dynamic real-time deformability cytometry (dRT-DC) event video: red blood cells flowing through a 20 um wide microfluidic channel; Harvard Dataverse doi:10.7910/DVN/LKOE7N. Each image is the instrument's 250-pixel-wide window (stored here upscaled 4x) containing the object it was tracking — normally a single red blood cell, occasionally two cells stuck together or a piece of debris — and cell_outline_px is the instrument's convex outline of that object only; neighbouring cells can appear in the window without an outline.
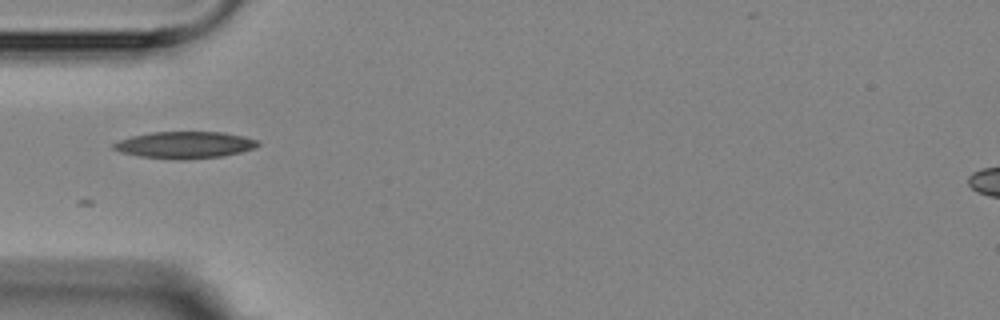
{"species": "Egyptian fruit bat (a non-hibernating species)", "species_latin": "Rousettus aegyptiacus", "temperature_condition": "room temperature", "stored_images_in_passage": 13, "camera_frame_rate_fps": 3000, "um_per_image_px": 0.085, "animal": {"sex": "female"}, "frame": {"image": 1, "passage_image": 5, "time_ms": 5.333, "image_size_px": [1000, 320], "cell_outline_px": [[260, 144], [256, 148], [224, 156], [184, 160], [180, 160], [140, 156], [120, 152], [112, 148], [112, 144], [120, 140], [132, 136], [152, 132], [224, 132], [244, 136], [256, 140]], "centroid_in_image_um": [15.72, 12.32], "position_along_channel_um": 69.3, "area_um2": 22.6}}
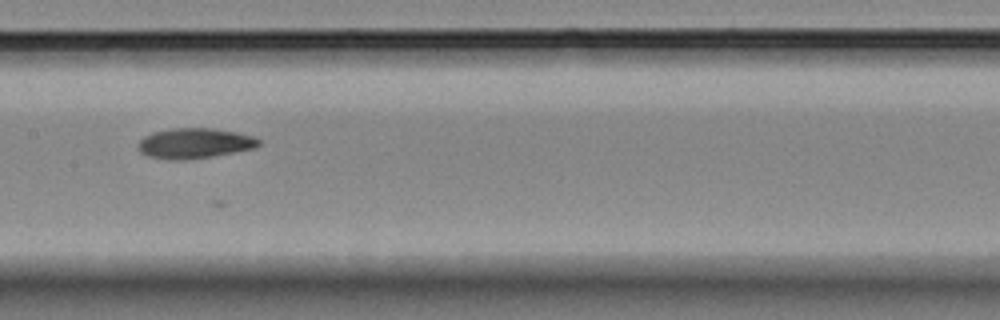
{"frame": {"image": 2, "passage_image": 8, "time_ms": 8.667, "image_size_px": [1000, 320], "cell_outline_px": [[260, 144], [256, 148], [212, 156], [184, 160], [168, 160], [148, 156], [140, 152], [136, 144], [144, 136], [152, 132], [172, 128], [212, 128], [236, 132], [252, 136], [260, 140]], "centroid_in_image_um": [16.5, 12.18], "position_along_channel_um": 190.9, "area_um2": 21.39}}
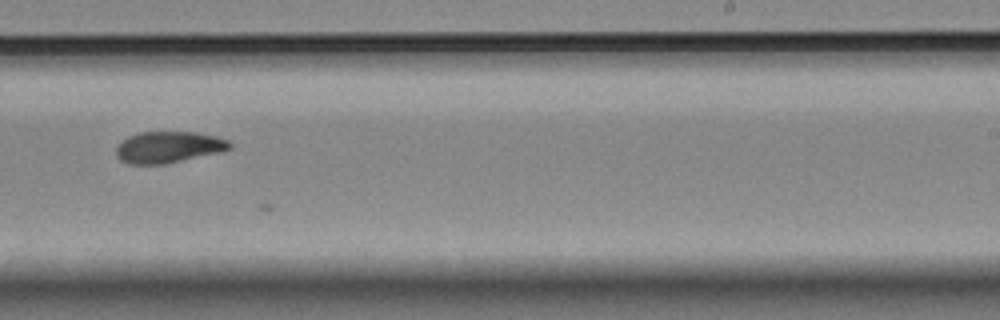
{"frame": {"image": 3, "passage_image": 10, "time_ms": 11.0, "image_size_px": [1000, 320], "cell_outline_px": [[232, 148], [220, 152], [164, 164], [128, 164], [120, 160], [116, 156], [116, 148], [128, 136], [140, 132], [196, 132], [216, 136], [228, 140], [232, 144]], "centroid_in_image_um": [14.33, 12.51], "position_along_channel_um": 274.7, "area_um2": 20.75}}